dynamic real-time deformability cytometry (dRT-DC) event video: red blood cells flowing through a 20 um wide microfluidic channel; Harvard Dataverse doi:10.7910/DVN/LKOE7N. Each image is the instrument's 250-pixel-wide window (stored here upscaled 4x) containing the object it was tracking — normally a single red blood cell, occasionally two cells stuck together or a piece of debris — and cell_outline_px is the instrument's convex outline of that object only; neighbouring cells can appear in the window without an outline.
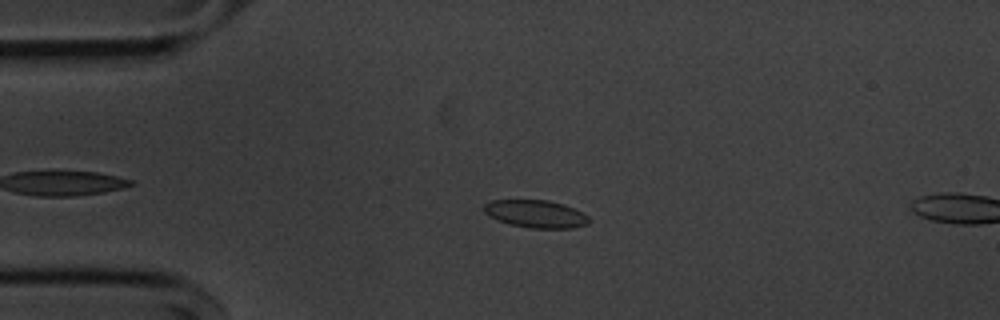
{"species": "common noctule bat (a hibernating species)", "species_latin": "Nyctalus noctula", "temperature_condition": "cold", "stored_images_in_passage": 14, "camera_frame_rate_fps": 3000, "um_per_image_px": 0.085, "animal": {"sex": "male", "body_mass_g": 20.1, "forearm_length_mm": 53.5}, "frame": {"image": 1, "passage_image": 12, "time_ms": 3.667, "image_size_px": [1000, 320], "cell_outline_px": [[588, 224], [572, 228], [528, 228], [508, 224], [484, 212], [484, 204], [492, 200], [548, 200], [564, 204], [588, 216]], "centroid_in_image_um": [45.54, 18.18], "position_along_channel_um": 39.5, "area_um2": 16.7}}